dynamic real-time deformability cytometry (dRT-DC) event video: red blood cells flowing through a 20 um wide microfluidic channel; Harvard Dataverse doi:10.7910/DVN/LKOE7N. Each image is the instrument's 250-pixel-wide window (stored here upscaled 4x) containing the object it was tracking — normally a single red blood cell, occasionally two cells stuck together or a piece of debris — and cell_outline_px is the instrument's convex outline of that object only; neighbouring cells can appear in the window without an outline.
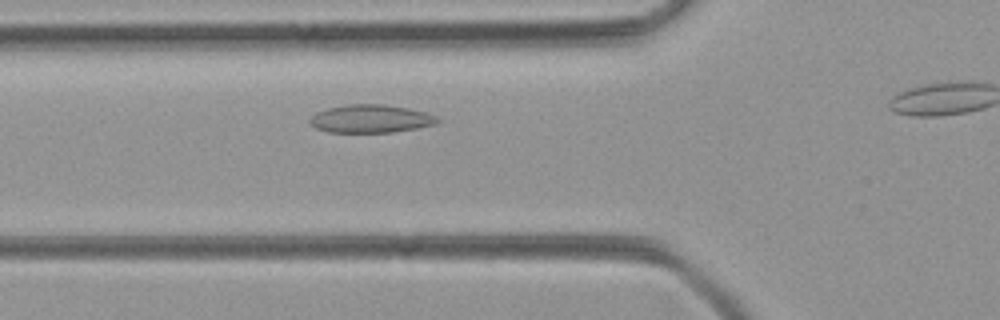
{"species": "common noctule bat (a hibernating species)", "species_latin": "Nyctalus noctula", "temperature_condition": "room temperature", "stored_images_in_passage": 34, "camera_frame_rate_fps": 3000, "um_per_image_px": 0.085, "animal": {"sex": "female", "body_mass_g": 21.9}, "frame": {"image": 1, "passage_image": 11, "time_ms": 3.333, "image_size_px": [1000, 320], "cell_outline_px": [[440, 120], [436, 124], [416, 128], [392, 132], [328, 132], [316, 128], [308, 120], [316, 112], [328, 108], [344, 104], [384, 104], [408, 108], [424, 112], [436, 116]], "centroid_in_image_um": [31.5, 10.08], "position_along_channel_um": 94.3, "area_um2": 20.81}}
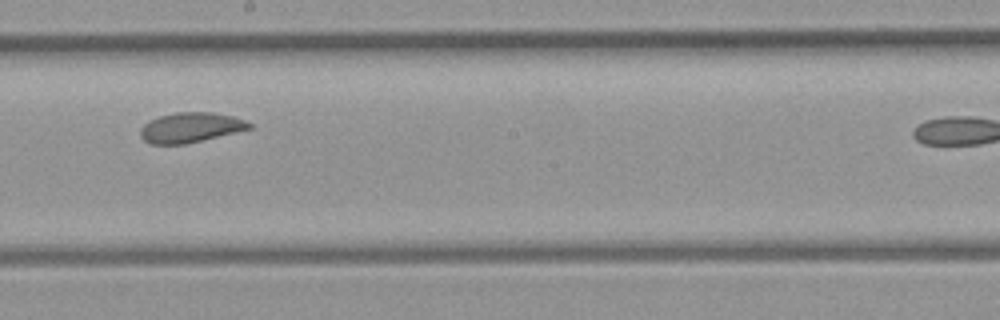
{"frame": {"image": 2, "passage_image": 21, "time_ms": 6.667, "image_size_px": [1000, 320], "cell_outline_px": [[252, 128], [236, 132], [184, 144], [152, 144], [144, 140], [140, 136], [140, 128], [148, 120], [160, 116], [176, 112], [216, 112], [232, 116], [244, 120], [252, 124]], "centroid_in_image_um": [16.18, 10.83], "position_along_channel_um": 232.0, "area_um2": 18.96}}
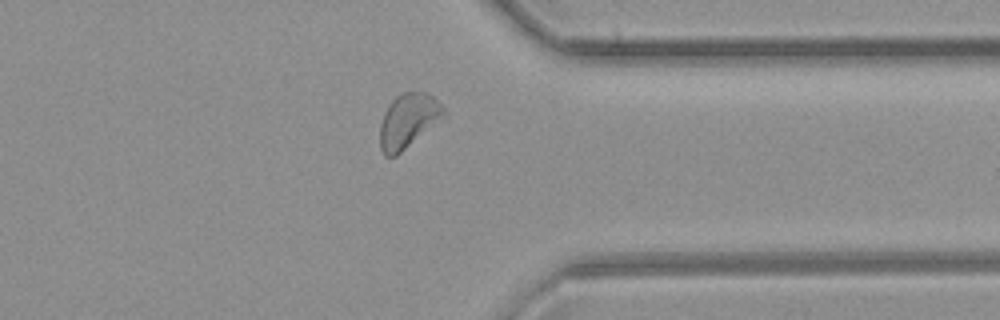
{"frame": {"image": 3, "passage_image": 32, "time_ms": 10.333, "image_size_px": [1000, 320], "cell_outline_px": [[444, 120], [396, 156], [384, 156], [380, 148], [380, 124], [384, 112], [388, 104], [396, 96], [404, 92], [428, 92], [444, 108]], "centroid_in_image_um": [34.71, 10.28], "position_along_channel_um": 376.7, "area_um2": 20.52}}